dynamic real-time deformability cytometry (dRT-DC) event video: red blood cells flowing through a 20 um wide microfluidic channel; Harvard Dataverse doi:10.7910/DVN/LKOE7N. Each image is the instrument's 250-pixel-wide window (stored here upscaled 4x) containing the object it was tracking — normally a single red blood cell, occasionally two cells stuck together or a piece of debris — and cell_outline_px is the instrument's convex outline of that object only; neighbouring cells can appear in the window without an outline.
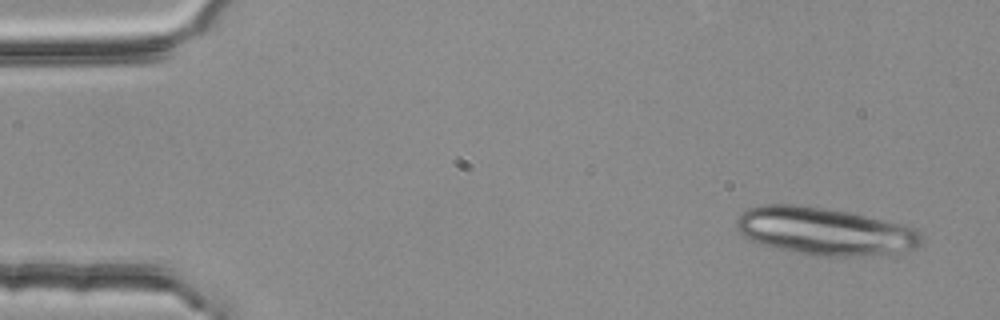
{"species": "common noctule bat (a hibernating species)", "species_latin": "Nyctalus noctula", "temperature_condition": "room temperature", "stored_images_in_passage": 4, "camera_frame_rate_fps": 3000, "um_per_image_px": 0.085, "animal": {"sex": "female", "body_mass_g": 25.1}, "frame": {"image": 1, "passage_image": 1, "time_ms": 0.0, "image_size_px": [1000, 320], "cell_outline_px": [[924, 232], [920, 244], [916, 248], [888, 256], [816, 256], [780, 248], [764, 244], [752, 240], [744, 236], [740, 232], [736, 224], [736, 220], [740, 212], [748, 208], [764, 204], [792, 204], [824, 208], [852, 212], [916, 228]], "centroid_in_image_um": [70.18, 19.66], "position_along_channel_um": 14.8, "area_um2": 51.62}}